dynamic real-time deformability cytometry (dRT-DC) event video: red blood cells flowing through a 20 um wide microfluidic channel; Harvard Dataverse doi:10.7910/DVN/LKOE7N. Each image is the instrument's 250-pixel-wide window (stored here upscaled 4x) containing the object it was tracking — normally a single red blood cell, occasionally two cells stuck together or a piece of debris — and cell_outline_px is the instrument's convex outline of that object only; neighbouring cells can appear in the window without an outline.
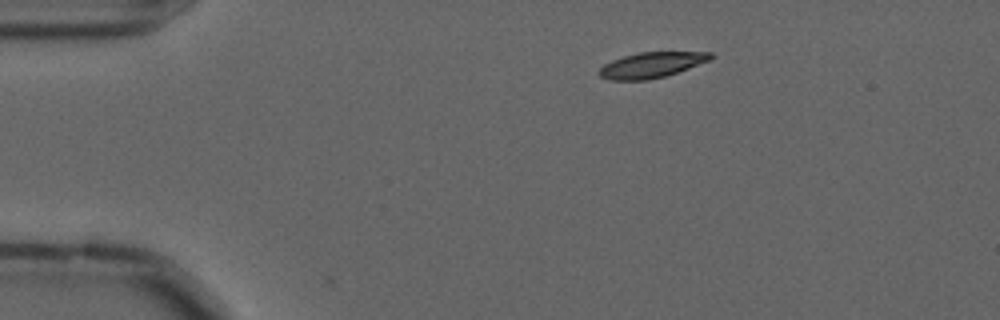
{"species": "common noctule bat (a hibernating species)", "species_latin": "Nyctalus noctula", "temperature_condition": "cold", "stored_images_in_passage": 2, "camera_frame_rate_fps": 3000, "um_per_image_px": 0.085, "animal": {"sex": "male", "forearm_length_mm": 52.5}, "frame": {"image": 1, "passage_image": 2, "time_ms": 0.333, "image_size_px": [1000, 320], "cell_outline_px": [[716, 56], [708, 60], [688, 68], [664, 76], [648, 80], [608, 80], [600, 76], [596, 72], [604, 64], [612, 60], [624, 56], [640, 52], [712, 52]], "centroid_in_image_um": [55.33, 5.52], "position_along_channel_um": 29.7, "area_um2": 16.47}}